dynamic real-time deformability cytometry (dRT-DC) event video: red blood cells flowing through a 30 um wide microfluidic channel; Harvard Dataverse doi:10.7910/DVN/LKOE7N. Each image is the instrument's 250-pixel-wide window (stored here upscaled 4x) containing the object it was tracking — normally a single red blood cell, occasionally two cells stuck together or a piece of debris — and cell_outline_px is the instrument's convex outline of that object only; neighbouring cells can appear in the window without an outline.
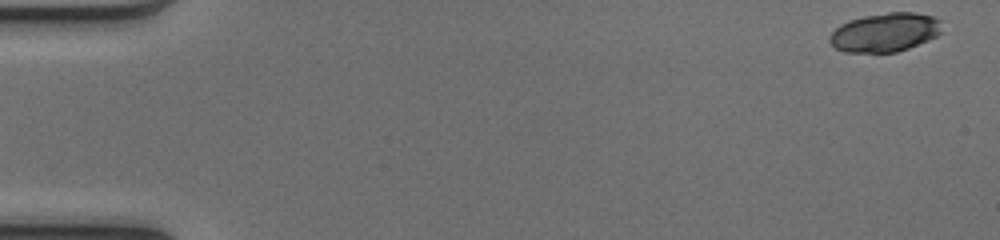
{"species": "common noctule bat (a hibernating species)", "species_latin": "Nyctalus noctula", "temperature_condition": "cold", "stored_images_in_passage": 49, "camera_frame_rate_fps": 3000, "um_per_image_px": 0.085, "animal": {"sex": "female", "body_mass_g": 17.0, "forearm_length_mm": 48.0}, "frame": {"image": 1, "passage_image": 1, "time_ms": 0.0, "image_size_px": [1000, 240], "cell_outline_px": [[940, 32], [936, 36], [928, 40], [908, 48], [896, 52], [844, 52], [836, 48], [828, 40], [828, 36], [840, 24], [848, 20], [864, 16], [888, 12], [916, 12], [932, 16], [940, 20]], "centroid_in_image_um": [75.19, 2.74], "position_along_channel_um": 9.8, "area_um2": 25.37}}
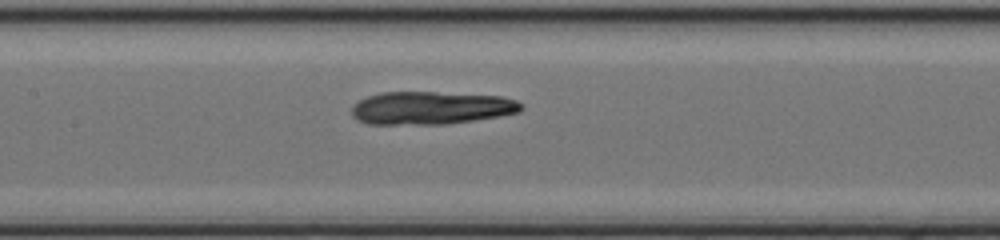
{"frame": {"image": 2, "passage_image": 23, "time_ms": 7.333, "image_size_px": [1000, 240], "cell_outline_px": [[524, 108], [520, 112], [500, 116], [448, 124], [368, 124], [356, 120], [352, 116], [352, 108], [360, 100], [368, 96], [380, 92], [436, 92], [500, 96], [516, 100]], "centroid_in_image_um": [36.64, 9.18], "position_along_channel_um": 170.8, "area_um2": 32.54}}
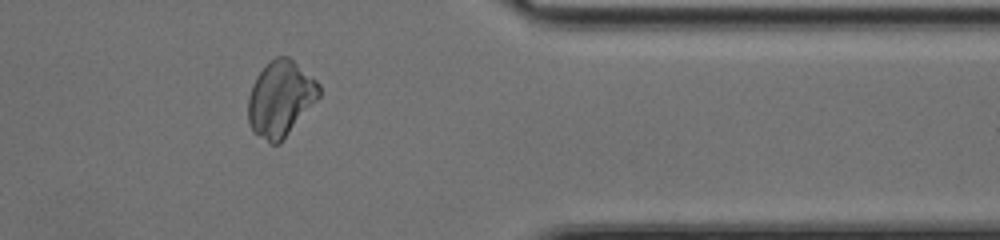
{"frame": {"image": 3, "passage_image": 40, "time_ms": 13.0, "image_size_px": [1000, 240], "cell_outline_px": [[320, 96], [280, 144], [272, 144], [252, 132], [248, 120], [248, 96], [252, 84], [256, 76], [276, 56], [288, 56], [316, 80], [320, 84]], "centroid_in_image_um": [23.83, 8.41], "position_along_channel_um": 387.6, "area_um2": 31.15}}